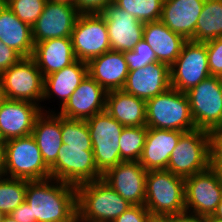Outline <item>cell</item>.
Segmentation results:
<instances>
[{
  "label": "cell",
  "mask_w": 222,
  "mask_h": 222,
  "mask_svg": "<svg viewBox=\"0 0 222 222\" xmlns=\"http://www.w3.org/2000/svg\"><path fill=\"white\" fill-rule=\"evenodd\" d=\"M25 202L36 222H77L76 186L54 178L27 182Z\"/></svg>",
  "instance_id": "6da1fadb"
},
{
  "label": "cell",
  "mask_w": 222,
  "mask_h": 222,
  "mask_svg": "<svg viewBox=\"0 0 222 222\" xmlns=\"http://www.w3.org/2000/svg\"><path fill=\"white\" fill-rule=\"evenodd\" d=\"M78 222H113L132 204L102 179L76 186Z\"/></svg>",
  "instance_id": "7a4b0ae2"
},
{
  "label": "cell",
  "mask_w": 222,
  "mask_h": 222,
  "mask_svg": "<svg viewBox=\"0 0 222 222\" xmlns=\"http://www.w3.org/2000/svg\"><path fill=\"white\" fill-rule=\"evenodd\" d=\"M144 206L153 218L185 211V179L167 169L149 170Z\"/></svg>",
  "instance_id": "3957f363"
},
{
  "label": "cell",
  "mask_w": 222,
  "mask_h": 222,
  "mask_svg": "<svg viewBox=\"0 0 222 222\" xmlns=\"http://www.w3.org/2000/svg\"><path fill=\"white\" fill-rule=\"evenodd\" d=\"M148 128L187 132L196 129L186 93L170 87L146 101Z\"/></svg>",
  "instance_id": "277c9868"
},
{
  "label": "cell",
  "mask_w": 222,
  "mask_h": 222,
  "mask_svg": "<svg viewBox=\"0 0 222 222\" xmlns=\"http://www.w3.org/2000/svg\"><path fill=\"white\" fill-rule=\"evenodd\" d=\"M4 143L6 177L28 181L50 178V169L32 134Z\"/></svg>",
  "instance_id": "5b68a950"
},
{
  "label": "cell",
  "mask_w": 222,
  "mask_h": 222,
  "mask_svg": "<svg viewBox=\"0 0 222 222\" xmlns=\"http://www.w3.org/2000/svg\"><path fill=\"white\" fill-rule=\"evenodd\" d=\"M6 99L28 101L37 104L44 112H56L47 105H41L44 93V76L35 61L22 58L17 64L0 74ZM48 110H47V109Z\"/></svg>",
  "instance_id": "8992f818"
},
{
  "label": "cell",
  "mask_w": 222,
  "mask_h": 222,
  "mask_svg": "<svg viewBox=\"0 0 222 222\" xmlns=\"http://www.w3.org/2000/svg\"><path fill=\"white\" fill-rule=\"evenodd\" d=\"M209 167L208 131L196 128L184 132L170 155L167 170L185 179Z\"/></svg>",
  "instance_id": "52a82bcc"
},
{
  "label": "cell",
  "mask_w": 222,
  "mask_h": 222,
  "mask_svg": "<svg viewBox=\"0 0 222 222\" xmlns=\"http://www.w3.org/2000/svg\"><path fill=\"white\" fill-rule=\"evenodd\" d=\"M92 140L94 161L103 175L121 161L119 141L123 126L106 111L95 114L86 120Z\"/></svg>",
  "instance_id": "ba28073f"
},
{
  "label": "cell",
  "mask_w": 222,
  "mask_h": 222,
  "mask_svg": "<svg viewBox=\"0 0 222 222\" xmlns=\"http://www.w3.org/2000/svg\"><path fill=\"white\" fill-rule=\"evenodd\" d=\"M197 129L222 127V78L210 76L186 92Z\"/></svg>",
  "instance_id": "9c48e42d"
},
{
  "label": "cell",
  "mask_w": 222,
  "mask_h": 222,
  "mask_svg": "<svg viewBox=\"0 0 222 222\" xmlns=\"http://www.w3.org/2000/svg\"><path fill=\"white\" fill-rule=\"evenodd\" d=\"M210 76L205 42L187 40L170 66L171 87L186 93Z\"/></svg>",
  "instance_id": "30bf717a"
},
{
  "label": "cell",
  "mask_w": 222,
  "mask_h": 222,
  "mask_svg": "<svg viewBox=\"0 0 222 222\" xmlns=\"http://www.w3.org/2000/svg\"><path fill=\"white\" fill-rule=\"evenodd\" d=\"M49 169L51 178L74 186L102 179L94 161L93 147H61Z\"/></svg>",
  "instance_id": "8fae6325"
},
{
  "label": "cell",
  "mask_w": 222,
  "mask_h": 222,
  "mask_svg": "<svg viewBox=\"0 0 222 222\" xmlns=\"http://www.w3.org/2000/svg\"><path fill=\"white\" fill-rule=\"evenodd\" d=\"M71 41L76 58L86 63L111 50L105 18L100 13H80Z\"/></svg>",
  "instance_id": "7c38bea8"
},
{
  "label": "cell",
  "mask_w": 222,
  "mask_h": 222,
  "mask_svg": "<svg viewBox=\"0 0 222 222\" xmlns=\"http://www.w3.org/2000/svg\"><path fill=\"white\" fill-rule=\"evenodd\" d=\"M221 200L222 181L211 167L185 178V211L213 215Z\"/></svg>",
  "instance_id": "4fadbf2b"
},
{
  "label": "cell",
  "mask_w": 222,
  "mask_h": 222,
  "mask_svg": "<svg viewBox=\"0 0 222 222\" xmlns=\"http://www.w3.org/2000/svg\"><path fill=\"white\" fill-rule=\"evenodd\" d=\"M80 12L72 4L47 1L42 14L32 26L34 43L71 37Z\"/></svg>",
  "instance_id": "5bb4252c"
},
{
  "label": "cell",
  "mask_w": 222,
  "mask_h": 222,
  "mask_svg": "<svg viewBox=\"0 0 222 222\" xmlns=\"http://www.w3.org/2000/svg\"><path fill=\"white\" fill-rule=\"evenodd\" d=\"M147 170L139 161H122L102 175L105 181L123 199L132 205H144Z\"/></svg>",
  "instance_id": "9a60e30c"
},
{
  "label": "cell",
  "mask_w": 222,
  "mask_h": 222,
  "mask_svg": "<svg viewBox=\"0 0 222 222\" xmlns=\"http://www.w3.org/2000/svg\"><path fill=\"white\" fill-rule=\"evenodd\" d=\"M107 91L89 74L57 113L67 119L87 120L105 111Z\"/></svg>",
  "instance_id": "2e32d148"
},
{
  "label": "cell",
  "mask_w": 222,
  "mask_h": 222,
  "mask_svg": "<svg viewBox=\"0 0 222 222\" xmlns=\"http://www.w3.org/2000/svg\"><path fill=\"white\" fill-rule=\"evenodd\" d=\"M100 14L106 21L111 50L131 51L143 39L144 23L113 2Z\"/></svg>",
  "instance_id": "e0dca14e"
},
{
  "label": "cell",
  "mask_w": 222,
  "mask_h": 222,
  "mask_svg": "<svg viewBox=\"0 0 222 222\" xmlns=\"http://www.w3.org/2000/svg\"><path fill=\"white\" fill-rule=\"evenodd\" d=\"M41 107L28 101L5 99L0 104V140L30 135Z\"/></svg>",
  "instance_id": "ac0fdd59"
},
{
  "label": "cell",
  "mask_w": 222,
  "mask_h": 222,
  "mask_svg": "<svg viewBox=\"0 0 222 222\" xmlns=\"http://www.w3.org/2000/svg\"><path fill=\"white\" fill-rule=\"evenodd\" d=\"M170 87V66L163 62H155L129 71L123 90L147 101Z\"/></svg>",
  "instance_id": "d6986e66"
},
{
  "label": "cell",
  "mask_w": 222,
  "mask_h": 222,
  "mask_svg": "<svg viewBox=\"0 0 222 222\" xmlns=\"http://www.w3.org/2000/svg\"><path fill=\"white\" fill-rule=\"evenodd\" d=\"M205 0H164L161 21L186 40L195 41V28Z\"/></svg>",
  "instance_id": "ffe728a7"
},
{
  "label": "cell",
  "mask_w": 222,
  "mask_h": 222,
  "mask_svg": "<svg viewBox=\"0 0 222 222\" xmlns=\"http://www.w3.org/2000/svg\"><path fill=\"white\" fill-rule=\"evenodd\" d=\"M184 132L148 128L143 152L139 160L147 171L167 169L169 158Z\"/></svg>",
  "instance_id": "44dd1931"
},
{
  "label": "cell",
  "mask_w": 222,
  "mask_h": 222,
  "mask_svg": "<svg viewBox=\"0 0 222 222\" xmlns=\"http://www.w3.org/2000/svg\"><path fill=\"white\" fill-rule=\"evenodd\" d=\"M87 65L88 74L107 92L123 89L129 73L123 52L109 50L91 59Z\"/></svg>",
  "instance_id": "7402d4cb"
},
{
  "label": "cell",
  "mask_w": 222,
  "mask_h": 222,
  "mask_svg": "<svg viewBox=\"0 0 222 222\" xmlns=\"http://www.w3.org/2000/svg\"><path fill=\"white\" fill-rule=\"evenodd\" d=\"M31 58L44 77L60 71L77 60L71 37L48 39L36 43Z\"/></svg>",
  "instance_id": "603a6c76"
},
{
  "label": "cell",
  "mask_w": 222,
  "mask_h": 222,
  "mask_svg": "<svg viewBox=\"0 0 222 222\" xmlns=\"http://www.w3.org/2000/svg\"><path fill=\"white\" fill-rule=\"evenodd\" d=\"M87 74V63L77 59L60 71L45 76L42 102L48 100L50 102L53 97L56 100L58 98V106L60 105L59 108H61Z\"/></svg>",
  "instance_id": "cb8c5ba5"
},
{
  "label": "cell",
  "mask_w": 222,
  "mask_h": 222,
  "mask_svg": "<svg viewBox=\"0 0 222 222\" xmlns=\"http://www.w3.org/2000/svg\"><path fill=\"white\" fill-rule=\"evenodd\" d=\"M143 40L154 50L157 61L169 66L176 61L187 41L171 31L161 20L144 23Z\"/></svg>",
  "instance_id": "d4e9b609"
},
{
  "label": "cell",
  "mask_w": 222,
  "mask_h": 222,
  "mask_svg": "<svg viewBox=\"0 0 222 222\" xmlns=\"http://www.w3.org/2000/svg\"><path fill=\"white\" fill-rule=\"evenodd\" d=\"M32 136L41 151L43 161L50 167L57 159L63 145L61 115L42 111L36 118Z\"/></svg>",
  "instance_id": "484cf974"
},
{
  "label": "cell",
  "mask_w": 222,
  "mask_h": 222,
  "mask_svg": "<svg viewBox=\"0 0 222 222\" xmlns=\"http://www.w3.org/2000/svg\"><path fill=\"white\" fill-rule=\"evenodd\" d=\"M0 41L23 58L33 54L32 27L21 21L7 5H0Z\"/></svg>",
  "instance_id": "4316f807"
},
{
  "label": "cell",
  "mask_w": 222,
  "mask_h": 222,
  "mask_svg": "<svg viewBox=\"0 0 222 222\" xmlns=\"http://www.w3.org/2000/svg\"><path fill=\"white\" fill-rule=\"evenodd\" d=\"M105 111L125 127L146 126V101L123 89L107 92Z\"/></svg>",
  "instance_id": "83f0119b"
},
{
  "label": "cell",
  "mask_w": 222,
  "mask_h": 222,
  "mask_svg": "<svg viewBox=\"0 0 222 222\" xmlns=\"http://www.w3.org/2000/svg\"><path fill=\"white\" fill-rule=\"evenodd\" d=\"M222 37V0H205L195 28V41Z\"/></svg>",
  "instance_id": "f1b7e54d"
},
{
  "label": "cell",
  "mask_w": 222,
  "mask_h": 222,
  "mask_svg": "<svg viewBox=\"0 0 222 222\" xmlns=\"http://www.w3.org/2000/svg\"><path fill=\"white\" fill-rule=\"evenodd\" d=\"M28 180L3 177L0 178V212L10 215L25 201Z\"/></svg>",
  "instance_id": "f546056e"
},
{
  "label": "cell",
  "mask_w": 222,
  "mask_h": 222,
  "mask_svg": "<svg viewBox=\"0 0 222 222\" xmlns=\"http://www.w3.org/2000/svg\"><path fill=\"white\" fill-rule=\"evenodd\" d=\"M148 132L147 126L124 127L120 136L121 161H139Z\"/></svg>",
  "instance_id": "4dcf8cb0"
},
{
  "label": "cell",
  "mask_w": 222,
  "mask_h": 222,
  "mask_svg": "<svg viewBox=\"0 0 222 222\" xmlns=\"http://www.w3.org/2000/svg\"><path fill=\"white\" fill-rule=\"evenodd\" d=\"M164 0H113L119 8L134 15L140 22H155L161 19Z\"/></svg>",
  "instance_id": "1f68e13d"
},
{
  "label": "cell",
  "mask_w": 222,
  "mask_h": 222,
  "mask_svg": "<svg viewBox=\"0 0 222 222\" xmlns=\"http://www.w3.org/2000/svg\"><path fill=\"white\" fill-rule=\"evenodd\" d=\"M62 147H93L86 120L61 116Z\"/></svg>",
  "instance_id": "d6a6232c"
},
{
  "label": "cell",
  "mask_w": 222,
  "mask_h": 222,
  "mask_svg": "<svg viewBox=\"0 0 222 222\" xmlns=\"http://www.w3.org/2000/svg\"><path fill=\"white\" fill-rule=\"evenodd\" d=\"M47 0H12L7 6L23 22L32 27L42 14Z\"/></svg>",
  "instance_id": "836d02e7"
},
{
  "label": "cell",
  "mask_w": 222,
  "mask_h": 222,
  "mask_svg": "<svg viewBox=\"0 0 222 222\" xmlns=\"http://www.w3.org/2000/svg\"><path fill=\"white\" fill-rule=\"evenodd\" d=\"M123 53L129 71L158 62L154 50L143 39L134 46L133 50Z\"/></svg>",
  "instance_id": "e575fe53"
},
{
  "label": "cell",
  "mask_w": 222,
  "mask_h": 222,
  "mask_svg": "<svg viewBox=\"0 0 222 222\" xmlns=\"http://www.w3.org/2000/svg\"><path fill=\"white\" fill-rule=\"evenodd\" d=\"M211 76H222V37L205 42Z\"/></svg>",
  "instance_id": "d590c367"
},
{
  "label": "cell",
  "mask_w": 222,
  "mask_h": 222,
  "mask_svg": "<svg viewBox=\"0 0 222 222\" xmlns=\"http://www.w3.org/2000/svg\"><path fill=\"white\" fill-rule=\"evenodd\" d=\"M153 219L144 205H132L113 222H151Z\"/></svg>",
  "instance_id": "8d00e7d4"
},
{
  "label": "cell",
  "mask_w": 222,
  "mask_h": 222,
  "mask_svg": "<svg viewBox=\"0 0 222 222\" xmlns=\"http://www.w3.org/2000/svg\"><path fill=\"white\" fill-rule=\"evenodd\" d=\"M23 57L0 41V74L17 64Z\"/></svg>",
  "instance_id": "74e56055"
},
{
  "label": "cell",
  "mask_w": 222,
  "mask_h": 222,
  "mask_svg": "<svg viewBox=\"0 0 222 222\" xmlns=\"http://www.w3.org/2000/svg\"><path fill=\"white\" fill-rule=\"evenodd\" d=\"M113 0H74L80 13H101Z\"/></svg>",
  "instance_id": "f35d334b"
},
{
  "label": "cell",
  "mask_w": 222,
  "mask_h": 222,
  "mask_svg": "<svg viewBox=\"0 0 222 222\" xmlns=\"http://www.w3.org/2000/svg\"><path fill=\"white\" fill-rule=\"evenodd\" d=\"M208 133L210 158H222V127L211 129Z\"/></svg>",
  "instance_id": "ab89813d"
},
{
  "label": "cell",
  "mask_w": 222,
  "mask_h": 222,
  "mask_svg": "<svg viewBox=\"0 0 222 222\" xmlns=\"http://www.w3.org/2000/svg\"><path fill=\"white\" fill-rule=\"evenodd\" d=\"M160 219L163 222H205V216L197 215L187 211L166 215Z\"/></svg>",
  "instance_id": "60d3db41"
},
{
  "label": "cell",
  "mask_w": 222,
  "mask_h": 222,
  "mask_svg": "<svg viewBox=\"0 0 222 222\" xmlns=\"http://www.w3.org/2000/svg\"><path fill=\"white\" fill-rule=\"evenodd\" d=\"M18 222H36V218H32L30 206L24 201L10 214Z\"/></svg>",
  "instance_id": "b9f144b4"
},
{
  "label": "cell",
  "mask_w": 222,
  "mask_h": 222,
  "mask_svg": "<svg viewBox=\"0 0 222 222\" xmlns=\"http://www.w3.org/2000/svg\"><path fill=\"white\" fill-rule=\"evenodd\" d=\"M6 176L5 171V143L0 140V178Z\"/></svg>",
  "instance_id": "7bdbcfd3"
},
{
  "label": "cell",
  "mask_w": 222,
  "mask_h": 222,
  "mask_svg": "<svg viewBox=\"0 0 222 222\" xmlns=\"http://www.w3.org/2000/svg\"><path fill=\"white\" fill-rule=\"evenodd\" d=\"M210 167L222 181V158H210Z\"/></svg>",
  "instance_id": "ee69618b"
},
{
  "label": "cell",
  "mask_w": 222,
  "mask_h": 222,
  "mask_svg": "<svg viewBox=\"0 0 222 222\" xmlns=\"http://www.w3.org/2000/svg\"><path fill=\"white\" fill-rule=\"evenodd\" d=\"M215 218L222 220V200L220 201V203L217 206L216 211L213 213V215Z\"/></svg>",
  "instance_id": "f6af8a7d"
},
{
  "label": "cell",
  "mask_w": 222,
  "mask_h": 222,
  "mask_svg": "<svg viewBox=\"0 0 222 222\" xmlns=\"http://www.w3.org/2000/svg\"><path fill=\"white\" fill-rule=\"evenodd\" d=\"M6 99L5 93H4V87H3V82L0 77V104Z\"/></svg>",
  "instance_id": "bcb514c9"
},
{
  "label": "cell",
  "mask_w": 222,
  "mask_h": 222,
  "mask_svg": "<svg viewBox=\"0 0 222 222\" xmlns=\"http://www.w3.org/2000/svg\"><path fill=\"white\" fill-rule=\"evenodd\" d=\"M1 222H18L11 215H3Z\"/></svg>",
  "instance_id": "7dc6e473"
},
{
  "label": "cell",
  "mask_w": 222,
  "mask_h": 222,
  "mask_svg": "<svg viewBox=\"0 0 222 222\" xmlns=\"http://www.w3.org/2000/svg\"><path fill=\"white\" fill-rule=\"evenodd\" d=\"M205 222H222V220H219L212 215H206Z\"/></svg>",
  "instance_id": "c3c4849f"
},
{
  "label": "cell",
  "mask_w": 222,
  "mask_h": 222,
  "mask_svg": "<svg viewBox=\"0 0 222 222\" xmlns=\"http://www.w3.org/2000/svg\"><path fill=\"white\" fill-rule=\"evenodd\" d=\"M51 2H59V3H66V4H72L74 5V0H47Z\"/></svg>",
  "instance_id": "681fc988"
},
{
  "label": "cell",
  "mask_w": 222,
  "mask_h": 222,
  "mask_svg": "<svg viewBox=\"0 0 222 222\" xmlns=\"http://www.w3.org/2000/svg\"><path fill=\"white\" fill-rule=\"evenodd\" d=\"M12 0H0V5H8Z\"/></svg>",
  "instance_id": "f907efd6"
},
{
  "label": "cell",
  "mask_w": 222,
  "mask_h": 222,
  "mask_svg": "<svg viewBox=\"0 0 222 222\" xmlns=\"http://www.w3.org/2000/svg\"><path fill=\"white\" fill-rule=\"evenodd\" d=\"M151 222H163L160 218H154Z\"/></svg>",
  "instance_id": "816d5d0a"
},
{
  "label": "cell",
  "mask_w": 222,
  "mask_h": 222,
  "mask_svg": "<svg viewBox=\"0 0 222 222\" xmlns=\"http://www.w3.org/2000/svg\"><path fill=\"white\" fill-rule=\"evenodd\" d=\"M2 217H3V214L0 212V222H1Z\"/></svg>",
  "instance_id": "f5cc1de1"
}]
</instances>
